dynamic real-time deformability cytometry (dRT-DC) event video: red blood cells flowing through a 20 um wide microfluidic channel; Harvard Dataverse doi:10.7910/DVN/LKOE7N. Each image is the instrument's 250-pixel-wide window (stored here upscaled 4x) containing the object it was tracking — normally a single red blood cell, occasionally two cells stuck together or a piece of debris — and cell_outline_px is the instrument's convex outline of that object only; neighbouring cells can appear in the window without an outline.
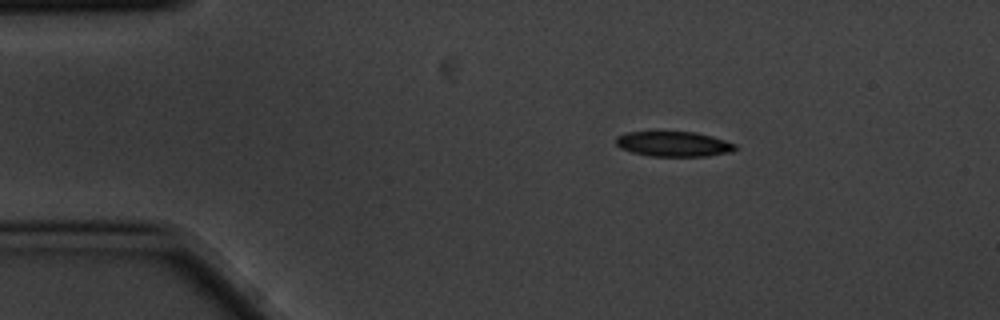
{"species": "common noctule bat (a hibernating species)", "species_latin": "Nyctalus noctula", "temperature_condition": "cold", "stored_images_in_passage": 3, "camera_frame_rate_fps": 3000, "um_per_image_px": 0.085, "animal": {"sex": "male", "body_mass_g": 20.1, "forearm_length_mm": 53.5}, "frame": {"image": 1, "passage_image": 1, "time_ms": 0.0, "image_size_px": [1000, 320], "cell_outline_px": [[736, 148], [732, 152], [704, 156], [652, 156], [632, 152], [620, 148], [616, 144], [616, 136], [628, 132], [696, 132], [712, 136], [736, 144]], "centroid_in_image_um": [57.26, 12.24], "position_along_channel_um": 27.7, "area_um2": 17.34}}
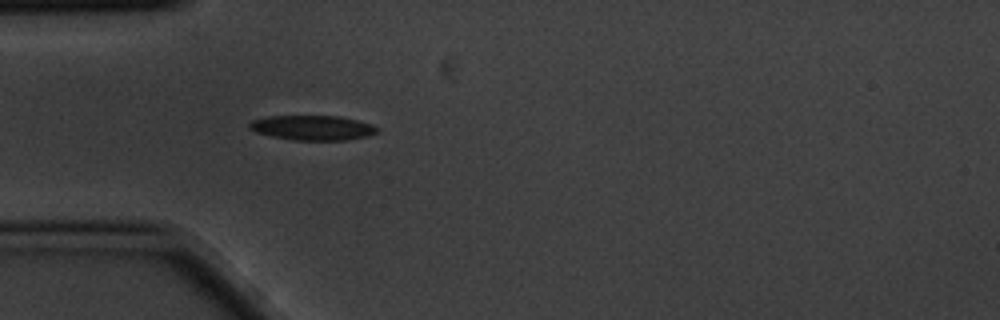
{"frame": {"image": 2, "passage_image": 3, "time_ms": 0.667, "image_size_px": [1000, 320], "cell_outline_px": [[380, 132], [368, 136], [344, 140], [296, 140], [272, 136], [256, 132], [248, 128], [248, 124], [252, 120], [268, 116], [340, 116], [372, 124], [380, 128]], "centroid_in_image_um": [26.6, 10.85], "position_along_channel_um": 58.4, "area_um2": 18.5}}